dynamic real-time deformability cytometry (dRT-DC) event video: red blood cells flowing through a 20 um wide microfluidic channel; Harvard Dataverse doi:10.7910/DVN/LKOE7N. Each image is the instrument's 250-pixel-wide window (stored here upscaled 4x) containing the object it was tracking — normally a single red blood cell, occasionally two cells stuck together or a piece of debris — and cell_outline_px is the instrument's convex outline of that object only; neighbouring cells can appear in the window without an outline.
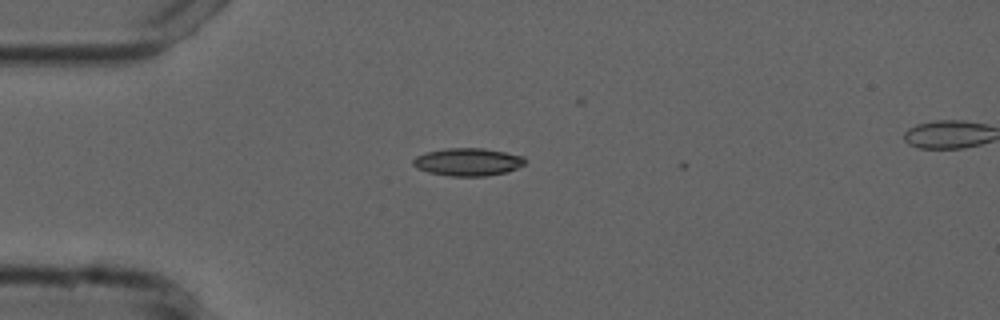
{"species": "common noctule bat (a hibernating species)", "species_latin": "Nyctalus noctula", "temperature_condition": "cold", "stored_images_in_passage": 20, "camera_frame_rate_fps": 3000, "um_per_image_px": 0.085, "animal": {"sex": "male", "forearm_length_mm": 52.5}, "frame": {"image": 1, "passage_image": 14, "time_ms": 4.333, "image_size_px": [1000, 320], "cell_outline_px": [[524, 164], [508, 172], [484, 176], [448, 176], [428, 172], [416, 168], [412, 164], [412, 160], [416, 156], [424, 152], [448, 148], [484, 148], [524, 156]], "centroid_in_image_um": [39.73, 13.76], "position_along_channel_um": 45.3, "area_um2": 18.15}}
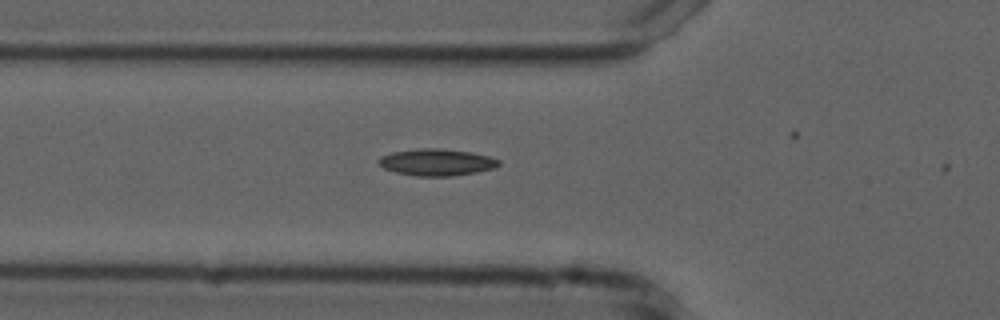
{"frame": {"image": 2, "passage_image": 19, "time_ms": 6.0, "image_size_px": [1000, 320], "cell_outline_px": [[500, 164], [496, 168], [476, 172], [452, 176], [416, 176], [396, 172], [384, 168], [376, 160], [380, 156], [392, 152], [420, 148], [436, 148], [468, 152], [488, 156], [500, 160]], "centroid_in_image_um": [37.1, 13.79], "position_along_channel_um": 88.7, "area_um2": 18.67}}